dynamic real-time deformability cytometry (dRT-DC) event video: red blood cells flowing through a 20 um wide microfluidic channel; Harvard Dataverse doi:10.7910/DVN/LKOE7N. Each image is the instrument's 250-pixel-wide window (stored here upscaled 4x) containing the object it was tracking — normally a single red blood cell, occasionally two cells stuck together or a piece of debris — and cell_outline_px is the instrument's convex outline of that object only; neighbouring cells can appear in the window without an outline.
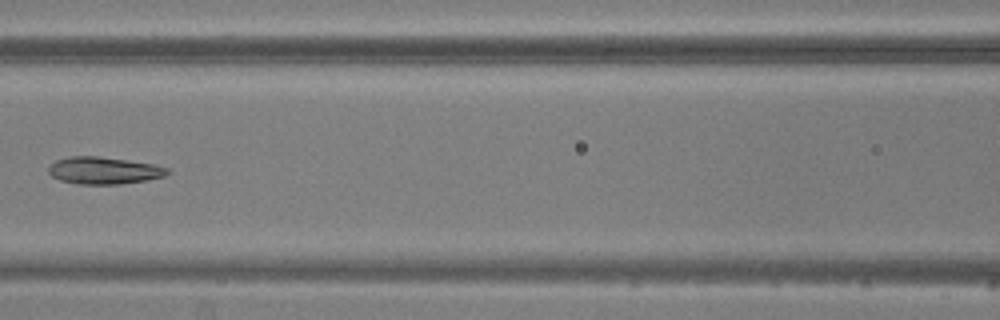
{"species": "common noctule bat (a hibernating species)", "species_latin": "Nyctalus noctula", "temperature_condition": "warm", "stored_images_in_passage": 6, "camera_frame_rate_fps": 3000, "um_per_image_px": 0.085, "animal": {"sex": "male", "body_mass_g": 20.5, "forearm_length_mm": 52.5}, "frame": {"image": 1, "passage_image": 6, "time_ms": 7.0, "image_size_px": [1000, 320], "cell_outline_px": [[172, 172], [164, 176], [144, 180], [120, 184], [76, 184], [60, 180], [52, 176], [48, 172], [48, 168], [56, 160], [72, 156], [96, 156], [152, 164], [168, 168]], "centroid_in_image_um": [8.81, 14.5], "position_along_channel_um": 157.8, "area_um2": 18.55}}